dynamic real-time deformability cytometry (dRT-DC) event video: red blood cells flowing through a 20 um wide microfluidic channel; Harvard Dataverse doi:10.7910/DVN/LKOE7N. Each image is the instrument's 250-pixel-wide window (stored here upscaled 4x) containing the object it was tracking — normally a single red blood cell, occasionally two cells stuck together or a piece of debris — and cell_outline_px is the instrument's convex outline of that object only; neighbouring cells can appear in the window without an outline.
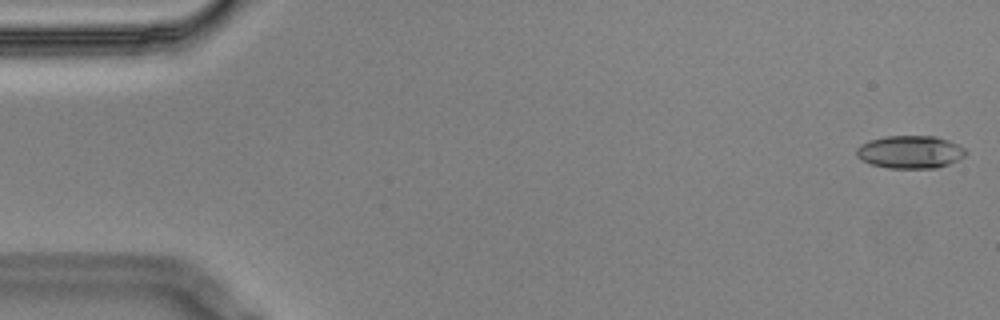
{"species": "Egyptian fruit bat (a non-hibernating species)", "species_latin": "Rousettus aegyptiacus", "temperature_condition": "cold", "stored_images_in_passage": 6, "camera_frame_rate_fps": 3000, "um_per_image_px": 0.085, "animal": {"sex": "male"}, "frame": {"image": 1, "passage_image": 1, "time_ms": 0.0, "image_size_px": [1000, 320], "cell_outline_px": [[968, 152], [964, 156], [948, 164], [936, 168], [888, 168], [872, 164], [856, 156], [856, 148], [860, 144], [868, 140], [888, 136], [936, 136], [948, 140], [964, 148]], "centroid_in_image_um": [77.35, 12.91], "position_along_channel_um": 7.7, "area_um2": 20.81}}